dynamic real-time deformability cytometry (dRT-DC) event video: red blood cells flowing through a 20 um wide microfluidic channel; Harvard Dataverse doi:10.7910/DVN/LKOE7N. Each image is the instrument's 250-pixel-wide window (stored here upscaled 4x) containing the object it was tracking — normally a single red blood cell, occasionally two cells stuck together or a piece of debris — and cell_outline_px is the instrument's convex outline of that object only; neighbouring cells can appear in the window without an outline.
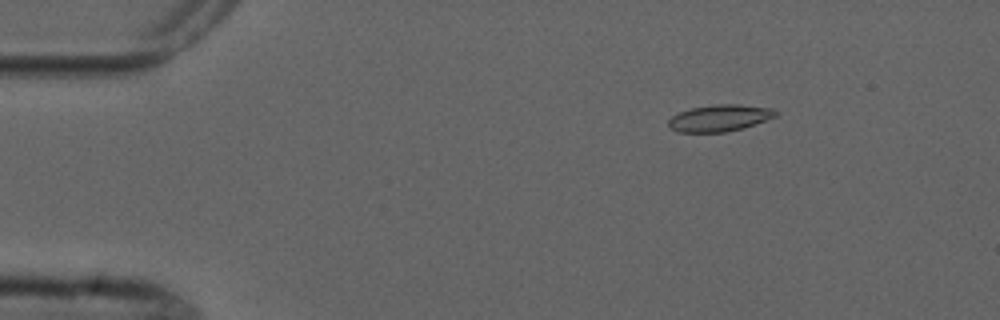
{"species": "common noctule bat (a hibernating species)", "species_latin": "Nyctalus noctula", "temperature_condition": "cold", "stored_images_in_passage": 4, "camera_frame_rate_fps": 3000, "um_per_image_px": 0.085, "animal": {"sex": "male", "forearm_length_mm": 52.5}, "frame": {"image": 1, "passage_image": 2, "time_ms": 1.333, "image_size_px": [1000, 320], "cell_outline_px": [[776, 116], [744, 128], [724, 132], [676, 132], [668, 124], [668, 120], [672, 116], [680, 112], [692, 108], [712, 104], [740, 104], [772, 108], [776, 112]], "centroid_in_image_um": [61.16, 10.03], "position_along_channel_um": 23.8, "area_um2": 16.59}}